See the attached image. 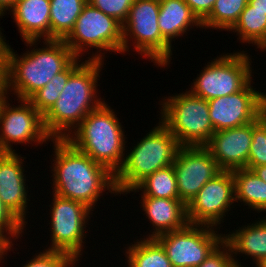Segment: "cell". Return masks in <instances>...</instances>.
I'll return each instance as SVG.
<instances>
[{
	"label": "cell",
	"instance_id": "obj_37",
	"mask_svg": "<svg viewBox=\"0 0 266 267\" xmlns=\"http://www.w3.org/2000/svg\"><path fill=\"white\" fill-rule=\"evenodd\" d=\"M248 3L254 7V10L266 13V0H248Z\"/></svg>",
	"mask_w": 266,
	"mask_h": 267
},
{
	"label": "cell",
	"instance_id": "obj_27",
	"mask_svg": "<svg viewBox=\"0 0 266 267\" xmlns=\"http://www.w3.org/2000/svg\"><path fill=\"white\" fill-rule=\"evenodd\" d=\"M140 196L156 198L179 199L176 174L173 165L159 169L148 175L135 188L128 193L140 192Z\"/></svg>",
	"mask_w": 266,
	"mask_h": 267
},
{
	"label": "cell",
	"instance_id": "obj_28",
	"mask_svg": "<svg viewBox=\"0 0 266 267\" xmlns=\"http://www.w3.org/2000/svg\"><path fill=\"white\" fill-rule=\"evenodd\" d=\"M248 0H216L210 14L202 21V28L229 31L238 21Z\"/></svg>",
	"mask_w": 266,
	"mask_h": 267
},
{
	"label": "cell",
	"instance_id": "obj_32",
	"mask_svg": "<svg viewBox=\"0 0 266 267\" xmlns=\"http://www.w3.org/2000/svg\"><path fill=\"white\" fill-rule=\"evenodd\" d=\"M88 2L104 14L112 16L123 25L127 20L134 0H88Z\"/></svg>",
	"mask_w": 266,
	"mask_h": 267
},
{
	"label": "cell",
	"instance_id": "obj_13",
	"mask_svg": "<svg viewBox=\"0 0 266 267\" xmlns=\"http://www.w3.org/2000/svg\"><path fill=\"white\" fill-rule=\"evenodd\" d=\"M233 204L236 205L234 177L232 171L222 170L187 205L188 222L220 229L227 219L224 217L235 209Z\"/></svg>",
	"mask_w": 266,
	"mask_h": 267
},
{
	"label": "cell",
	"instance_id": "obj_16",
	"mask_svg": "<svg viewBox=\"0 0 266 267\" xmlns=\"http://www.w3.org/2000/svg\"><path fill=\"white\" fill-rule=\"evenodd\" d=\"M26 158L17 152L0 153V199L25 227L28 224L26 216L29 215L27 208L30 201L26 184L29 180L23 165Z\"/></svg>",
	"mask_w": 266,
	"mask_h": 267
},
{
	"label": "cell",
	"instance_id": "obj_22",
	"mask_svg": "<svg viewBox=\"0 0 266 267\" xmlns=\"http://www.w3.org/2000/svg\"><path fill=\"white\" fill-rule=\"evenodd\" d=\"M235 181V201L256 213L266 214V182L252 170L243 168L232 171Z\"/></svg>",
	"mask_w": 266,
	"mask_h": 267
},
{
	"label": "cell",
	"instance_id": "obj_21",
	"mask_svg": "<svg viewBox=\"0 0 266 267\" xmlns=\"http://www.w3.org/2000/svg\"><path fill=\"white\" fill-rule=\"evenodd\" d=\"M159 3L158 26L162 37L171 46L192 28L202 29V22L184 0H159Z\"/></svg>",
	"mask_w": 266,
	"mask_h": 267
},
{
	"label": "cell",
	"instance_id": "obj_40",
	"mask_svg": "<svg viewBox=\"0 0 266 267\" xmlns=\"http://www.w3.org/2000/svg\"><path fill=\"white\" fill-rule=\"evenodd\" d=\"M6 37L3 33H0V61H3V49H4V43H6Z\"/></svg>",
	"mask_w": 266,
	"mask_h": 267
},
{
	"label": "cell",
	"instance_id": "obj_12",
	"mask_svg": "<svg viewBox=\"0 0 266 267\" xmlns=\"http://www.w3.org/2000/svg\"><path fill=\"white\" fill-rule=\"evenodd\" d=\"M218 231L211 226L188 223L155 239L165 249L173 267H197L224 240V234Z\"/></svg>",
	"mask_w": 266,
	"mask_h": 267
},
{
	"label": "cell",
	"instance_id": "obj_30",
	"mask_svg": "<svg viewBox=\"0 0 266 267\" xmlns=\"http://www.w3.org/2000/svg\"><path fill=\"white\" fill-rule=\"evenodd\" d=\"M76 265L78 266L77 262L70 255L44 248L21 267H76Z\"/></svg>",
	"mask_w": 266,
	"mask_h": 267
},
{
	"label": "cell",
	"instance_id": "obj_24",
	"mask_svg": "<svg viewBox=\"0 0 266 267\" xmlns=\"http://www.w3.org/2000/svg\"><path fill=\"white\" fill-rule=\"evenodd\" d=\"M133 243L128 242L124 247L127 267H173L165 249L155 238H136Z\"/></svg>",
	"mask_w": 266,
	"mask_h": 267
},
{
	"label": "cell",
	"instance_id": "obj_43",
	"mask_svg": "<svg viewBox=\"0 0 266 267\" xmlns=\"http://www.w3.org/2000/svg\"><path fill=\"white\" fill-rule=\"evenodd\" d=\"M0 18H1V19L3 18L1 14H0ZM0 33H3L1 27H0Z\"/></svg>",
	"mask_w": 266,
	"mask_h": 267
},
{
	"label": "cell",
	"instance_id": "obj_20",
	"mask_svg": "<svg viewBox=\"0 0 266 267\" xmlns=\"http://www.w3.org/2000/svg\"><path fill=\"white\" fill-rule=\"evenodd\" d=\"M252 221L251 224L237 227L225 235L224 241L229 245L233 256V261L236 267L242 266V262H238L237 256L244 254L245 260L251 259V264L257 265L262 259L266 257V215H261V219ZM239 254V255H237ZM235 257V258H234Z\"/></svg>",
	"mask_w": 266,
	"mask_h": 267
},
{
	"label": "cell",
	"instance_id": "obj_25",
	"mask_svg": "<svg viewBox=\"0 0 266 267\" xmlns=\"http://www.w3.org/2000/svg\"><path fill=\"white\" fill-rule=\"evenodd\" d=\"M88 0H50V40H63Z\"/></svg>",
	"mask_w": 266,
	"mask_h": 267
},
{
	"label": "cell",
	"instance_id": "obj_2",
	"mask_svg": "<svg viewBox=\"0 0 266 267\" xmlns=\"http://www.w3.org/2000/svg\"><path fill=\"white\" fill-rule=\"evenodd\" d=\"M53 159L50 165L52 193L83 203L92 211L104 191L118 196L114 174L105 166L76 149L66 139H52ZM53 167V168H52ZM94 209V210H93Z\"/></svg>",
	"mask_w": 266,
	"mask_h": 267
},
{
	"label": "cell",
	"instance_id": "obj_35",
	"mask_svg": "<svg viewBox=\"0 0 266 267\" xmlns=\"http://www.w3.org/2000/svg\"><path fill=\"white\" fill-rule=\"evenodd\" d=\"M14 244H15L14 242L11 243L3 235H0V264L1 263L4 264L5 259L7 260V255L9 256V254H8L9 251H14V250H11V249H15V248H13ZM5 256H6V258H5Z\"/></svg>",
	"mask_w": 266,
	"mask_h": 267
},
{
	"label": "cell",
	"instance_id": "obj_15",
	"mask_svg": "<svg viewBox=\"0 0 266 267\" xmlns=\"http://www.w3.org/2000/svg\"><path fill=\"white\" fill-rule=\"evenodd\" d=\"M253 84L251 80L234 94L208 100L214 132L247 125L261 115V90Z\"/></svg>",
	"mask_w": 266,
	"mask_h": 267
},
{
	"label": "cell",
	"instance_id": "obj_39",
	"mask_svg": "<svg viewBox=\"0 0 266 267\" xmlns=\"http://www.w3.org/2000/svg\"><path fill=\"white\" fill-rule=\"evenodd\" d=\"M261 115L266 120V92H261Z\"/></svg>",
	"mask_w": 266,
	"mask_h": 267
},
{
	"label": "cell",
	"instance_id": "obj_4",
	"mask_svg": "<svg viewBox=\"0 0 266 267\" xmlns=\"http://www.w3.org/2000/svg\"><path fill=\"white\" fill-rule=\"evenodd\" d=\"M105 101L92 110L66 139L114 175L122 167L128 139L118 113Z\"/></svg>",
	"mask_w": 266,
	"mask_h": 267
},
{
	"label": "cell",
	"instance_id": "obj_19",
	"mask_svg": "<svg viewBox=\"0 0 266 267\" xmlns=\"http://www.w3.org/2000/svg\"><path fill=\"white\" fill-rule=\"evenodd\" d=\"M8 13L22 41L50 40V0H16Z\"/></svg>",
	"mask_w": 266,
	"mask_h": 267
},
{
	"label": "cell",
	"instance_id": "obj_10",
	"mask_svg": "<svg viewBox=\"0 0 266 267\" xmlns=\"http://www.w3.org/2000/svg\"><path fill=\"white\" fill-rule=\"evenodd\" d=\"M50 209V245L46 250L61 251L70 255L78 264L82 258L88 222L92 210L83 203L51 194ZM88 224V226H87ZM85 229V230H84ZM87 230V231H86ZM84 247V248H83Z\"/></svg>",
	"mask_w": 266,
	"mask_h": 267
},
{
	"label": "cell",
	"instance_id": "obj_5",
	"mask_svg": "<svg viewBox=\"0 0 266 267\" xmlns=\"http://www.w3.org/2000/svg\"><path fill=\"white\" fill-rule=\"evenodd\" d=\"M133 148L126 145L122 167L114 175L118 196L126 195L148 175L173 165L181 145L177 138L159 120ZM120 194V195H119Z\"/></svg>",
	"mask_w": 266,
	"mask_h": 267
},
{
	"label": "cell",
	"instance_id": "obj_18",
	"mask_svg": "<svg viewBox=\"0 0 266 267\" xmlns=\"http://www.w3.org/2000/svg\"><path fill=\"white\" fill-rule=\"evenodd\" d=\"M139 204L142 212L152 225V231L143 238H156L157 236L185 227L189 222L187 206L180 199L156 198L141 196Z\"/></svg>",
	"mask_w": 266,
	"mask_h": 267
},
{
	"label": "cell",
	"instance_id": "obj_17",
	"mask_svg": "<svg viewBox=\"0 0 266 267\" xmlns=\"http://www.w3.org/2000/svg\"><path fill=\"white\" fill-rule=\"evenodd\" d=\"M253 122L215 131L205 147L223 171L246 168L252 144Z\"/></svg>",
	"mask_w": 266,
	"mask_h": 267
},
{
	"label": "cell",
	"instance_id": "obj_11",
	"mask_svg": "<svg viewBox=\"0 0 266 267\" xmlns=\"http://www.w3.org/2000/svg\"><path fill=\"white\" fill-rule=\"evenodd\" d=\"M10 96L0 95V153H16L13 144L28 146L45 145L52 138L47 134L43 116L28 100H17V106L9 103ZM39 144V145H38Z\"/></svg>",
	"mask_w": 266,
	"mask_h": 267
},
{
	"label": "cell",
	"instance_id": "obj_1",
	"mask_svg": "<svg viewBox=\"0 0 266 267\" xmlns=\"http://www.w3.org/2000/svg\"><path fill=\"white\" fill-rule=\"evenodd\" d=\"M41 41L43 46L38 48ZM23 42L31 49L21 54L22 56L18 55L17 51L14 52L15 50L8 41L4 43L3 94L7 96L12 94L11 97L14 94L16 99L28 100L63 71L76 56L64 40H26Z\"/></svg>",
	"mask_w": 266,
	"mask_h": 267
},
{
	"label": "cell",
	"instance_id": "obj_38",
	"mask_svg": "<svg viewBox=\"0 0 266 267\" xmlns=\"http://www.w3.org/2000/svg\"><path fill=\"white\" fill-rule=\"evenodd\" d=\"M260 179L266 182V164L251 169Z\"/></svg>",
	"mask_w": 266,
	"mask_h": 267
},
{
	"label": "cell",
	"instance_id": "obj_7",
	"mask_svg": "<svg viewBox=\"0 0 266 267\" xmlns=\"http://www.w3.org/2000/svg\"><path fill=\"white\" fill-rule=\"evenodd\" d=\"M159 109V120L177 138L181 146H205L214 128L208 101L186 92L165 96Z\"/></svg>",
	"mask_w": 266,
	"mask_h": 267
},
{
	"label": "cell",
	"instance_id": "obj_34",
	"mask_svg": "<svg viewBox=\"0 0 266 267\" xmlns=\"http://www.w3.org/2000/svg\"><path fill=\"white\" fill-rule=\"evenodd\" d=\"M202 22L212 11L216 0H184Z\"/></svg>",
	"mask_w": 266,
	"mask_h": 267
},
{
	"label": "cell",
	"instance_id": "obj_14",
	"mask_svg": "<svg viewBox=\"0 0 266 267\" xmlns=\"http://www.w3.org/2000/svg\"><path fill=\"white\" fill-rule=\"evenodd\" d=\"M173 168L179 199L186 206L210 179L222 171L205 146H181Z\"/></svg>",
	"mask_w": 266,
	"mask_h": 267
},
{
	"label": "cell",
	"instance_id": "obj_29",
	"mask_svg": "<svg viewBox=\"0 0 266 267\" xmlns=\"http://www.w3.org/2000/svg\"><path fill=\"white\" fill-rule=\"evenodd\" d=\"M266 164V120L260 115L253 122L252 144L246 169Z\"/></svg>",
	"mask_w": 266,
	"mask_h": 267
},
{
	"label": "cell",
	"instance_id": "obj_26",
	"mask_svg": "<svg viewBox=\"0 0 266 267\" xmlns=\"http://www.w3.org/2000/svg\"><path fill=\"white\" fill-rule=\"evenodd\" d=\"M82 58L76 57L63 71L58 73L43 88L35 92L28 101L44 116L58 100L69 77L85 62Z\"/></svg>",
	"mask_w": 266,
	"mask_h": 267
},
{
	"label": "cell",
	"instance_id": "obj_6",
	"mask_svg": "<svg viewBox=\"0 0 266 267\" xmlns=\"http://www.w3.org/2000/svg\"><path fill=\"white\" fill-rule=\"evenodd\" d=\"M159 9V0H134L122 25V55L126 52L130 55V47L133 46L134 50L131 51H136L144 59L148 58L153 65L168 68L172 64L174 48L161 35Z\"/></svg>",
	"mask_w": 266,
	"mask_h": 267
},
{
	"label": "cell",
	"instance_id": "obj_9",
	"mask_svg": "<svg viewBox=\"0 0 266 267\" xmlns=\"http://www.w3.org/2000/svg\"><path fill=\"white\" fill-rule=\"evenodd\" d=\"M251 63L252 56L247 51L221 53L205 64L187 90L207 101L234 94L254 80Z\"/></svg>",
	"mask_w": 266,
	"mask_h": 267
},
{
	"label": "cell",
	"instance_id": "obj_42",
	"mask_svg": "<svg viewBox=\"0 0 266 267\" xmlns=\"http://www.w3.org/2000/svg\"><path fill=\"white\" fill-rule=\"evenodd\" d=\"M255 267H266V257L262 259Z\"/></svg>",
	"mask_w": 266,
	"mask_h": 267
},
{
	"label": "cell",
	"instance_id": "obj_33",
	"mask_svg": "<svg viewBox=\"0 0 266 267\" xmlns=\"http://www.w3.org/2000/svg\"><path fill=\"white\" fill-rule=\"evenodd\" d=\"M197 267H236L229 245L223 240Z\"/></svg>",
	"mask_w": 266,
	"mask_h": 267
},
{
	"label": "cell",
	"instance_id": "obj_31",
	"mask_svg": "<svg viewBox=\"0 0 266 267\" xmlns=\"http://www.w3.org/2000/svg\"><path fill=\"white\" fill-rule=\"evenodd\" d=\"M25 226L12 214L0 199V235H3L11 243L23 237ZM23 234V235H22Z\"/></svg>",
	"mask_w": 266,
	"mask_h": 267
},
{
	"label": "cell",
	"instance_id": "obj_8",
	"mask_svg": "<svg viewBox=\"0 0 266 267\" xmlns=\"http://www.w3.org/2000/svg\"><path fill=\"white\" fill-rule=\"evenodd\" d=\"M63 40L76 57H84L92 48V55L88 52L86 59L105 61L108 51L111 55L122 54V24L88 2ZM93 48L97 50L95 53Z\"/></svg>",
	"mask_w": 266,
	"mask_h": 267
},
{
	"label": "cell",
	"instance_id": "obj_41",
	"mask_svg": "<svg viewBox=\"0 0 266 267\" xmlns=\"http://www.w3.org/2000/svg\"><path fill=\"white\" fill-rule=\"evenodd\" d=\"M3 61H0V94H3Z\"/></svg>",
	"mask_w": 266,
	"mask_h": 267
},
{
	"label": "cell",
	"instance_id": "obj_23",
	"mask_svg": "<svg viewBox=\"0 0 266 267\" xmlns=\"http://www.w3.org/2000/svg\"><path fill=\"white\" fill-rule=\"evenodd\" d=\"M228 32L236 33V36H239L237 41H241L240 43L253 44L255 49L261 50L260 52L266 51V13L254 10L249 3Z\"/></svg>",
	"mask_w": 266,
	"mask_h": 267
},
{
	"label": "cell",
	"instance_id": "obj_36",
	"mask_svg": "<svg viewBox=\"0 0 266 267\" xmlns=\"http://www.w3.org/2000/svg\"><path fill=\"white\" fill-rule=\"evenodd\" d=\"M16 3V0H0V14L7 15L6 11H10Z\"/></svg>",
	"mask_w": 266,
	"mask_h": 267
},
{
	"label": "cell",
	"instance_id": "obj_3",
	"mask_svg": "<svg viewBox=\"0 0 266 267\" xmlns=\"http://www.w3.org/2000/svg\"><path fill=\"white\" fill-rule=\"evenodd\" d=\"M102 67L103 60H86L69 77L58 100L43 116L45 130L52 139H67L105 101L98 91Z\"/></svg>",
	"mask_w": 266,
	"mask_h": 267
}]
</instances>
